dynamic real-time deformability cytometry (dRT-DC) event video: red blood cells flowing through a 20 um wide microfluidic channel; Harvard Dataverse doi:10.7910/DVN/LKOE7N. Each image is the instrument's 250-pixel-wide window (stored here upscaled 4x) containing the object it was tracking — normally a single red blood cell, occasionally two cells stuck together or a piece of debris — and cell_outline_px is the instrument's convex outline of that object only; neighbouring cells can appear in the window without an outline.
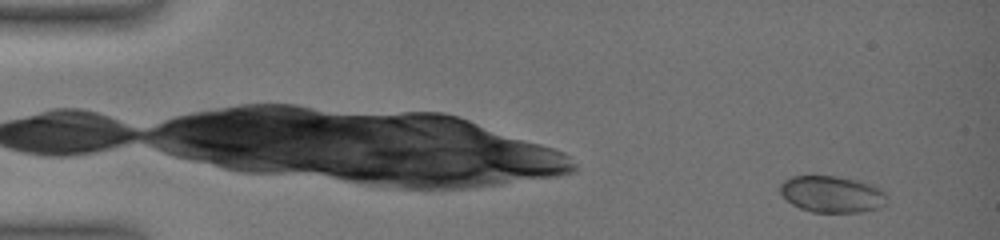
{"species": "common noctule bat (a hibernating species)", "species_latin": "Nyctalus noctula", "temperature_condition": "warm", "stored_images_in_passage": 27, "camera_frame_rate_fps": 3000, "um_per_image_px": 0.085, "animal": {"sex": "female", "body_mass_g": 19.0, "forearm_length_mm": 51.5}, "frame": {"image": 1, "passage_image": 2, "time_ms": 0.333, "image_size_px": [1000, 240], "cell_outline_px": [[888, 204], [880, 208], [860, 212], [812, 212], [800, 208], [792, 204], [780, 192], [780, 184], [784, 180], [792, 176], [836, 176], [860, 180], [872, 184], [880, 188], [888, 196]], "centroid_in_image_um": [70.78, 16.5], "position_along_channel_um": 14.2, "area_um2": 23.06}}
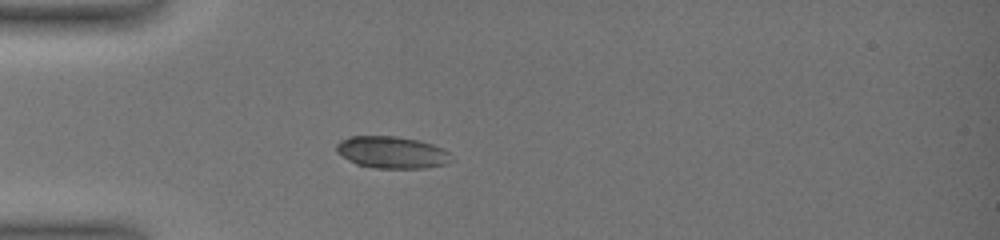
{"frame": {"image": 2, "passage_image": 21, "time_ms": 5.0, "image_size_px": [1000, 240], "cell_outline_px": [[456, 160], [448, 164], [424, 168], [376, 168], [356, 164], [348, 160], [336, 152], [336, 144], [340, 140], [348, 136], [396, 136], [416, 140], [432, 144], [448, 152]], "centroid_in_image_um": [33.31, 12.96], "position_along_channel_um": 51.7, "area_um2": 21.56}}